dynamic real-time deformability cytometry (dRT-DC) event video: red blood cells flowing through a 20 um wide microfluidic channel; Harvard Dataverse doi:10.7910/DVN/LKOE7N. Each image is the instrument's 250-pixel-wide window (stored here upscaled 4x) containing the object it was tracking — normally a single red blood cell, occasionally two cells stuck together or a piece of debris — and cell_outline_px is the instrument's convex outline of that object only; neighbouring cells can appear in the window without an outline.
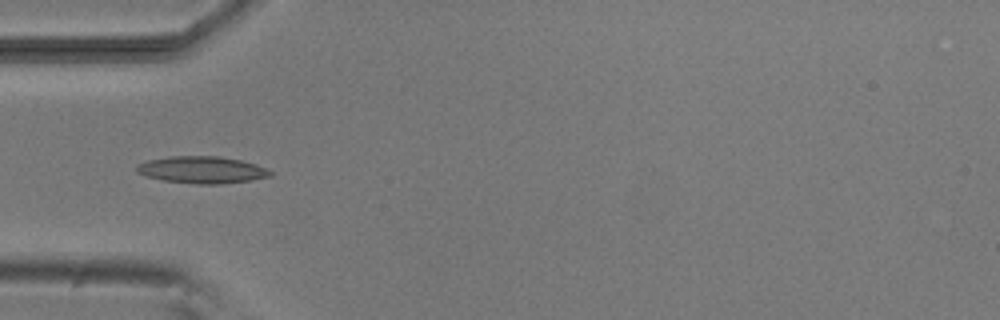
{"species": "common noctule bat (a hibernating species)", "species_latin": "Nyctalus noctula", "temperature_condition": "room temperature", "stored_images_in_passage": 6, "camera_frame_rate_fps": 3000, "um_per_image_px": 0.085, "animal": {"sex": "male", "body_mass_g": 20.5, "forearm_length_mm": 52.5}, "frame": {"image": 1, "passage_image": 4, "time_ms": 3.333, "image_size_px": [1000, 320], "cell_outline_px": [[272, 176], [248, 180], [216, 184], [196, 184], [160, 180], [136, 172], [136, 168], [140, 164], [148, 160], [168, 156], [220, 156], [240, 160], [256, 164], [272, 172]], "centroid_in_image_um": [17.15, 14.43], "position_along_channel_um": 67.9, "area_um2": 20.81}}
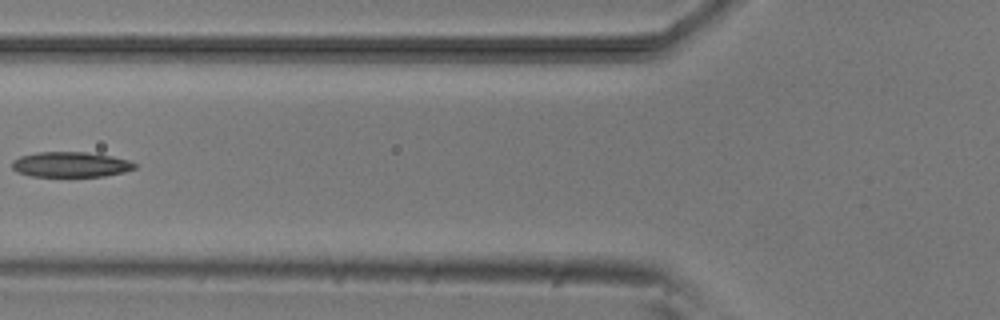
{"frame": {"image": 2, "passage_image": 5, "time_ms": 4.667, "image_size_px": [1000, 320], "cell_outline_px": [[136, 168], [124, 172], [104, 176], [32, 176], [16, 172], [12, 168], [12, 160], [20, 156], [36, 152], [84, 152], [112, 156], [128, 160], [136, 164]], "centroid_in_image_um": [5.98, 13.98], "position_along_channel_um": 119.8, "area_um2": 18.03}}
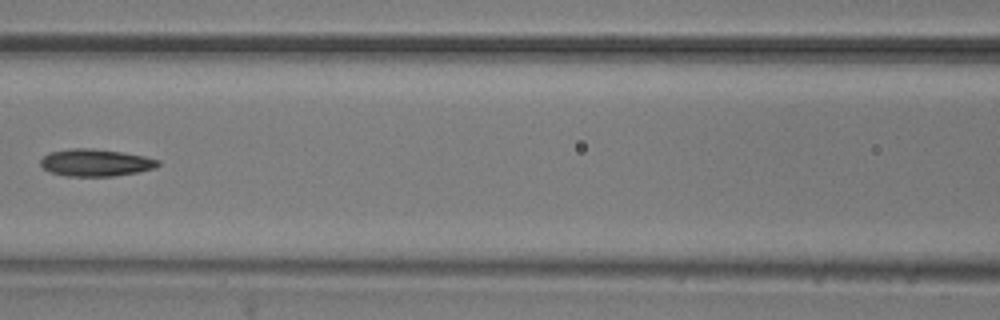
{"frame": {"image": 3, "passage_image": 6, "time_ms": 5.667, "image_size_px": [1000, 320], "cell_outline_px": [[160, 164], [152, 168], [136, 172], [112, 176], [64, 176], [52, 172], [44, 168], [40, 164], [40, 160], [48, 152], [72, 148], [92, 148], [120, 152], [144, 156], [160, 160]], "centroid_in_image_um": [8.09, 13.82], "position_along_channel_um": 158.5, "area_um2": 18.44}}